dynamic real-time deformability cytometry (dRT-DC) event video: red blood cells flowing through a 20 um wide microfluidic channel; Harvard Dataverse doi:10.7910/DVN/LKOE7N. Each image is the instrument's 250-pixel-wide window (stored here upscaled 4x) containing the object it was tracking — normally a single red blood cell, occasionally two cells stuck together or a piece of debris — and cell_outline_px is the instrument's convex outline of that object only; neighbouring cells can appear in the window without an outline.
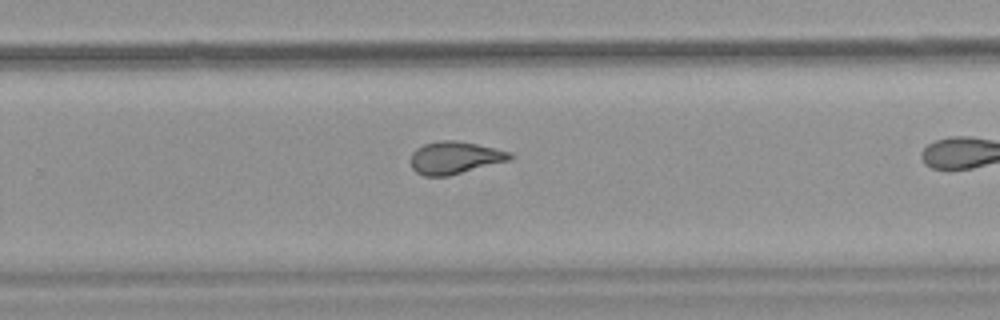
{"species": "common noctule bat (a hibernating species)", "species_latin": "Nyctalus noctula", "temperature_condition": "warm", "stored_images_in_passage": 11, "camera_frame_rate_fps": 3000, "um_per_image_px": 0.085, "animal": {"sex": "female", "body_mass_g": 18.4}, "frame": {"image": 1, "passage_image": 10, "time_ms": 3.0, "image_size_px": [1000, 320], "cell_outline_px": [[516, 156], [512, 160], [448, 176], [424, 176], [416, 172], [412, 168], [408, 160], [412, 152], [416, 148], [424, 144], [440, 140], [456, 140], [476, 144], [512, 152]], "centroid_in_image_um": [38.66, 13.41], "position_along_channel_um": 291.1, "area_um2": 19.13}}